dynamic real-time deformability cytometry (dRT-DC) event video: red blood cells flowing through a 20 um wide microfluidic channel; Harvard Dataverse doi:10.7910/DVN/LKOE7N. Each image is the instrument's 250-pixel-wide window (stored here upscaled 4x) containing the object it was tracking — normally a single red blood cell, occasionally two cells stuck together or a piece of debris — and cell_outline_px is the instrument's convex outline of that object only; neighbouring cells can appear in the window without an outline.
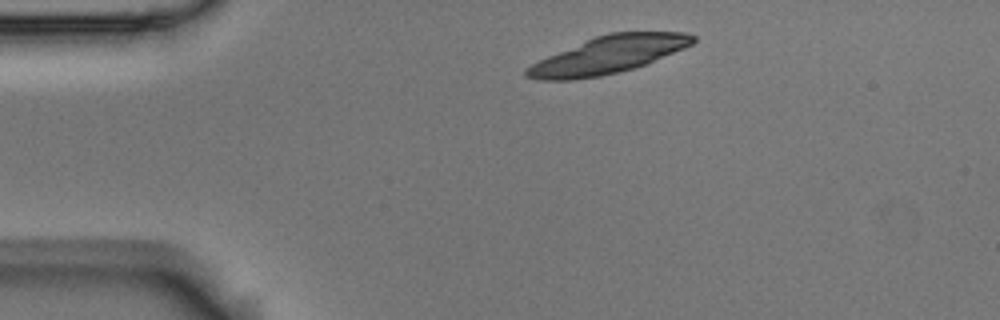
{"species": "Egyptian fruit bat (a non-hibernating species)", "species_latin": "Rousettus aegyptiacus", "temperature_condition": "room temperature", "stored_images_in_passage": 3, "camera_frame_rate_fps": 3000, "um_per_image_px": 0.085, "animal": {"sex": "male"}, "frame": {"image": 1, "passage_image": 1, "time_ms": 0.0, "image_size_px": [1000, 320], "cell_outline_px": [[696, 40], [692, 44], [684, 48], [636, 68], [600, 76], [572, 80], [540, 80], [524, 76], [524, 68], [548, 56], [596, 36], [608, 32], [684, 32], [696, 36]], "centroid_in_image_um": [51.7, 4.67], "position_along_channel_um": 33.3, "area_um2": 35.84}}